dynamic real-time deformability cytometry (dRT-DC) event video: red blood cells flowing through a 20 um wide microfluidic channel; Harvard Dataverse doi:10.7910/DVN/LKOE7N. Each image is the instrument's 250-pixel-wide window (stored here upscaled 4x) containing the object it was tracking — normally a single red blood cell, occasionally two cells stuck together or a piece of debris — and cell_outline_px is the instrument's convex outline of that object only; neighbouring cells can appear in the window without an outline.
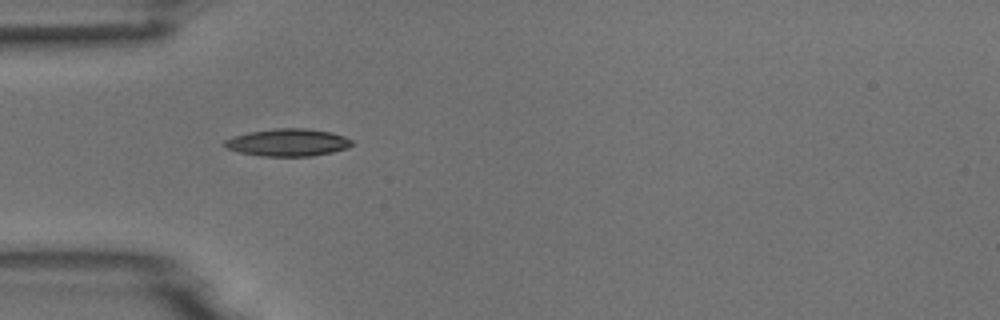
{"species": "common noctule bat (a hibernating species)", "species_latin": "Nyctalus noctula", "temperature_condition": "room temperature", "stored_images_in_passage": 6, "camera_frame_rate_fps": 3000, "um_per_image_px": 0.085, "animal": {"sex": "male", "body_mass_g": 18.8}, "frame": {"image": 1, "passage_image": 5, "time_ms": 4.667, "image_size_px": [1000, 320], "cell_outline_px": [[352, 144], [348, 148], [332, 152], [312, 156], [264, 156], [240, 152], [224, 148], [220, 144], [224, 140], [232, 136], [248, 132], [276, 128], [304, 128], [332, 132], [344, 136], [352, 140]], "centroid_in_image_um": [24.42, 12.1], "position_along_channel_um": 60.6, "area_um2": 20.52}}